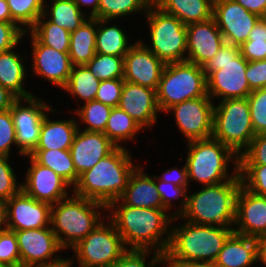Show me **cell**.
<instances>
[{
  "instance_id": "obj_31",
  "label": "cell",
  "mask_w": 266,
  "mask_h": 267,
  "mask_svg": "<svg viewBox=\"0 0 266 267\" xmlns=\"http://www.w3.org/2000/svg\"><path fill=\"white\" fill-rule=\"evenodd\" d=\"M30 156L40 165L50 168L74 187L79 176L72 160L70 150L35 149Z\"/></svg>"
},
{
  "instance_id": "obj_32",
  "label": "cell",
  "mask_w": 266,
  "mask_h": 267,
  "mask_svg": "<svg viewBox=\"0 0 266 267\" xmlns=\"http://www.w3.org/2000/svg\"><path fill=\"white\" fill-rule=\"evenodd\" d=\"M53 3L50 5L49 10L46 8L43 15L55 25L66 29L72 33L78 27H80L89 17H85L82 10L79 9L78 5L73 0H52Z\"/></svg>"
},
{
  "instance_id": "obj_8",
  "label": "cell",
  "mask_w": 266,
  "mask_h": 267,
  "mask_svg": "<svg viewBox=\"0 0 266 267\" xmlns=\"http://www.w3.org/2000/svg\"><path fill=\"white\" fill-rule=\"evenodd\" d=\"M156 94L161 113L183 101L209 96L203 67L188 61L166 64Z\"/></svg>"
},
{
  "instance_id": "obj_37",
  "label": "cell",
  "mask_w": 266,
  "mask_h": 267,
  "mask_svg": "<svg viewBox=\"0 0 266 267\" xmlns=\"http://www.w3.org/2000/svg\"><path fill=\"white\" fill-rule=\"evenodd\" d=\"M12 23H16L25 32L35 25L38 18L44 13L45 0H7Z\"/></svg>"
},
{
  "instance_id": "obj_40",
  "label": "cell",
  "mask_w": 266,
  "mask_h": 267,
  "mask_svg": "<svg viewBox=\"0 0 266 267\" xmlns=\"http://www.w3.org/2000/svg\"><path fill=\"white\" fill-rule=\"evenodd\" d=\"M239 48L241 55L248 62L266 59V17L259 18L247 41Z\"/></svg>"
},
{
  "instance_id": "obj_24",
  "label": "cell",
  "mask_w": 266,
  "mask_h": 267,
  "mask_svg": "<svg viewBox=\"0 0 266 267\" xmlns=\"http://www.w3.org/2000/svg\"><path fill=\"white\" fill-rule=\"evenodd\" d=\"M142 169L138 166L131 173L120 201L127 206L165 209L156 187L155 175L151 178Z\"/></svg>"
},
{
  "instance_id": "obj_55",
  "label": "cell",
  "mask_w": 266,
  "mask_h": 267,
  "mask_svg": "<svg viewBox=\"0 0 266 267\" xmlns=\"http://www.w3.org/2000/svg\"><path fill=\"white\" fill-rule=\"evenodd\" d=\"M73 260V257L67 259L66 257H60L57 260L38 265L36 267H72Z\"/></svg>"
},
{
  "instance_id": "obj_38",
  "label": "cell",
  "mask_w": 266,
  "mask_h": 267,
  "mask_svg": "<svg viewBox=\"0 0 266 267\" xmlns=\"http://www.w3.org/2000/svg\"><path fill=\"white\" fill-rule=\"evenodd\" d=\"M100 81L123 78L124 57L95 53L86 64Z\"/></svg>"
},
{
  "instance_id": "obj_59",
  "label": "cell",
  "mask_w": 266,
  "mask_h": 267,
  "mask_svg": "<svg viewBox=\"0 0 266 267\" xmlns=\"http://www.w3.org/2000/svg\"><path fill=\"white\" fill-rule=\"evenodd\" d=\"M0 22H12L7 0H0Z\"/></svg>"
},
{
  "instance_id": "obj_10",
  "label": "cell",
  "mask_w": 266,
  "mask_h": 267,
  "mask_svg": "<svg viewBox=\"0 0 266 267\" xmlns=\"http://www.w3.org/2000/svg\"><path fill=\"white\" fill-rule=\"evenodd\" d=\"M149 26L151 46L145 45L165 64L186 61V26L174 15L160 9L154 2L144 12Z\"/></svg>"
},
{
  "instance_id": "obj_18",
  "label": "cell",
  "mask_w": 266,
  "mask_h": 267,
  "mask_svg": "<svg viewBox=\"0 0 266 267\" xmlns=\"http://www.w3.org/2000/svg\"><path fill=\"white\" fill-rule=\"evenodd\" d=\"M7 204V228L29 230L50 227L51 205L40 202L22 190L12 196Z\"/></svg>"
},
{
  "instance_id": "obj_16",
  "label": "cell",
  "mask_w": 266,
  "mask_h": 267,
  "mask_svg": "<svg viewBox=\"0 0 266 267\" xmlns=\"http://www.w3.org/2000/svg\"><path fill=\"white\" fill-rule=\"evenodd\" d=\"M145 44L137 40L124 56L123 79L129 83L157 90L166 64Z\"/></svg>"
},
{
  "instance_id": "obj_29",
  "label": "cell",
  "mask_w": 266,
  "mask_h": 267,
  "mask_svg": "<svg viewBox=\"0 0 266 267\" xmlns=\"http://www.w3.org/2000/svg\"><path fill=\"white\" fill-rule=\"evenodd\" d=\"M97 19L89 17L71 33L69 56L72 65H86L96 53Z\"/></svg>"
},
{
  "instance_id": "obj_7",
  "label": "cell",
  "mask_w": 266,
  "mask_h": 267,
  "mask_svg": "<svg viewBox=\"0 0 266 267\" xmlns=\"http://www.w3.org/2000/svg\"><path fill=\"white\" fill-rule=\"evenodd\" d=\"M187 144L185 163L189 183L194 180L207 186L233 180L239 175V156L220 141L211 137L190 141ZM229 162L234 163L231 176L228 174Z\"/></svg>"
},
{
  "instance_id": "obj_56",
  "label": "cell",
  "mask_w": 266,
  "mask_h": 267,
  "mask_svg": "<svg viewBox=\"0 0 266 267\" xmlns=\"http://www.w3.org/2000/svg\"><path fill=\"white\" fill-rule=\"evenodd\" d=\"M79 7L80 10H82L81 7L83 6H92V9L87 17H93L98 12L99 7V0H73Z\"/></svg>"
},
{
  "instance_id": "obj_2",
  "label": "cell",
  "mask_w": 266,
  "mask_h": 267,
  "mask_svg": "<svg viewBox=\"0 0 266 267\" xmlns=\"http://www.w3.org/2000/svg\"><path fill=\"white\" fill-rule=\"evenodd\" d=\"M131 158L124 146L116 147L93 168L79 176L78 182L72 188L74 194L107 207L122 196L131 173L137 167Z\"/></svg>"
},
{
  "instance_id": "obj_17",
  "label": "cell",
  "mask_w": 266,
  "mask_h": 267,
  "mask_svg": "<svg viewBox=\"0 0 266 267\" xmlns=\"http://www.w3.org/2000/svg\"><path fill=\"white\" fill-rule=\"evenodd\" d=\"M31 165L25 174L22 191L28 196L50 204L51 206L69 196L68 187H71L62 177L50 168L38 164L30 155Z\"/></svg>"
},
{
  "instance_id": "obj_4",
  "label": "cell",
  "mask_w": 266,
  "mask_h": 267,
  "mask_svg": "<svg viewBox=\"0 0 266 267\" xmlns=\"http://www.w3.org/2000/svg\"><path fill=\"white\" fill-rule=\"evenodd\" d=\"M185 222L171 228V239L166 252L173 260L185 264L215 261L225 241L234 232V227Z\"/></svg>"
},
{
  "instance_id": "obj_12",
  "label": "cell",
  "mask_w": 266,
  "mask_h": 267,
  "mask_svg": "<svg viewBox=\"0 0 266 267\" xmlns=\"http://www.w3.org/2000/svg\"><path fill=\"white\" fill-rule=\"evenodd\" d=\"M27 106L21 104L24 102ZM52 106L32 96L26 99H17L10 108L16 131V144L19 147V154L30 155L36 148L40 138V127L45 112L56 110Z\"/></svg>"
},
{
  "instance_id": "obj_39",
  "label": "cell",
  "mask_w": 266,
  "mask_h": 267,
  "mask_svg": "<svg viewBox=\"0 0 266 267\" xmlns=\"http://www.w3.org/2000/svg\"><path fill=\"white\" fill-rule=\"evenodd\" d=\"M112 107L96 100L84 103L75 110L81 123L86 124L85 131L104 132Z\"/></svg>"
},
{
  "instance_id": "obj_33",
  "label": "cell",
  "mask_w": 266,
  "mask_h": 267,
  "mask_svg": "<svg viewBox=\"0 0 266 267\" xmlns=\"http://www.w3.org/2000/svg\"><path fill=\"white\" fill-rule=\"evenodd\" d=\"M100 82L86 65H73L70 77L62 90L86 103L95 100Z\"/></svg>"
},
{
  "instance_id": "obj_53",
  "label": "cell",
  "mask_w": 266,
  "mask_h": 267,
  "mask_svg": "<svg viewBox=\"0 0 266 267\" xmlns=\"http://www.w3.org/2000/svg\"><path fill=\"white\" fill-rule=\"evenodd\" d=\"M246 10L257 14L259 17H266V0H234Z\"/></svg>"
},
{
  "instance_id": "obj_51",
  "label": "cell",
  "mask_w": 266,
  "mask_h": 267,
  "mask_svg": "<svg viewBox=\"0 0 266 267\" xmlns=\"http://www.w3.org/2000/svg\"><path fill=\"white\" fill-rule=\"evenodd\" d=\"M245 76L252 91L266 88V59L247 62Z\"/></svg>"
},
{
  "instance_id": "obj_48",
  "label": "cell",
  "mask_w": 266,
  "mask_h": 267,
  "mask_svg": "<svg viewBox=\"0 0 266 267\" xmlns=\"http://www.w3.org/2000/svg\"><path fill=\"white\" fill-rule=\"evenodd\" d=\"M124 79H110L100 82L95 100L110 107H118Z\"/></svg>"
},
{
  "instance_id": "obj_27",
  "label": "cell",
  "mask_w": 266,
  "mask_h": 267,
  "mask_svg": "<svg viewBox=\"0 0 266 267\" xmlns=\"http://www.w3.org/2000/svg\"><path fill=\"white\" fill-rule=\"evenodd\" d=\"M10 50L0 52V84L12 93L17 99H26L34 96L23 87L28 73L22 55Z\"/></svg>"
},
{
  "instance_id": "obj_36",
  "label": "cell",
  "mask_w": 266,
  "mask_h": 267,
  "mask_svg": "<svg viewBox=\"0 0 266 267\" xmlns=\"http://www.w3.org/2000/svg\"><path fill=\"white\" fill-rule=\"evenodd\" d=\"M153 0H99L95 19L115 20L142 11L146 12Z\"/></svg>"
},
{
  "instance_id": "obj_11",
  "label": "cell",
  "mask_w": 266,
  "mask_h": 267,
  "mask_svg": "<svg viewBox=\"0 0 266 267\" xmlns=\"http://www.w3.org/2000/svg\"><path fill=\"white\" fill-rule=\"evenodd\" d=\"M107 224L102 220L71 248L79 266L112 267L128 250L114 224L110 220Z\"/></svg>"
},
{
  "instance_id": "obj_58",
  "label": "cell",
  "mask_w": 266,
  "mask_h": 267,
  "mask_svg": "<svg viewBox=\"0 0 266 267\" xmlns=\"http://www.w3.org/2000/svg\"><path fill=\"white\" fill-rule=\"evenodd\" d=\"M158 263L161 264H167L166 267H186L185 263H181L178 261L173 260L168 254L166 253H162L159 257H158Z\"/></svg>"
},
{
  "instance_id": "obj_50",
  "label": "cell",
  "mask_w": 266,
  "mask_h": 267,
  "mask_svg": "<svg viewBox=\"0 0 266 267\" xmlns=\"http://www.w3.org/2000/svg\"><path fill=\"white\" fill-rule=\"evenodd\" d=\"M24 29L16 23L0 22V52H4L17 47V44L26 36Z\"/></svg>"
},
{
  "instance_id": "obj_19",
  "label": "cell",
  "mask_w": 266,
  "mask_h": 267,
  "mask_svg": "<svg viewBox=\"0 0 266 267\" xmlns=\"http://www.w3.org/2000/svg\"><path fill=\"white\" fill-rule=\"evenodd\" d=\"M234 233L259 238L266 235V196L241 185L236 197Z\"/></svg>"
},
{
  "instance_id": "obj_25",
  "label": "cell",
  "mask_w": 266,
  "mask_h": 267,
  "mask_svg": "<svg viewBox=\"0 0 266 267\" xmlns=\"http://www.w3.org/2000/svg\"><path fill=\"white\" fill-rule=\"evenodd\" d=\"M259 261L258 238L232 233L215 262L220 267H250Z\"/></svg>"
},
{
  "instance_id": "obj_28",
  "label": "cell",
  "mask_w": 266,
  "mask_h": 267,
  "mask_svg": "<svg viewBox=\"0 0 266 267\" xmlns=\"http://www.w3.org/2000/svg\"><path fill=\"white\" fill-rule=\"evenodd\" d=\"M164 12L177 17L185 26L212 18L213 0H153Z\"/></svg>"
},
{
  "instance_id": "obj_20",
  "label": "cell",
  "mask_w": 266,
  "mask_h": 267,
  "mask_svg": "<svg viewBox=\"0 0 266 267\" xmlns=\"http://www.w3.org/2000/svg\"><path fill=\"white\" fill-rule=\"evenodd\" d=\"M186 61L203 67L223 45L224 38L214 18L186 26Z\"/></svg>"
},
{
  "instance_id": "obj_57",
  "label": "cell",
  "mask_w": 266,
  "mask_h": 267,
  "mask_svg": "<svg viewBox=\"0 0 266 267\" xmlns=\"http://www.w3.org/2000/svg\"><path fill=\"white\" fill-rule=\"evenodd\" d=\"M258 257V262L266 266V235L258 238Z\"/></svg>"
},
{
  "instance_id": "obj_54",
  "label": "cell",
  "mask_w": 266,
  "mask_h": 267,
  "mask_svg": "<svg viewBox=\"0 0 266 267\" xmlns=\"http://www.w3.org/2000/svg\"><path fill=\"white\" fill-rule=\"evenodd\" d=\"M17 98L0 84V112L9 110Z\"/></svg>"
},
{
  "instance_id": "obj_13",
  "label": "cell",
  "mask_w": 266,
  "mask_h": 267,
  "mask_svg": "<svg viewBox=\"0 0 266 267\" xmlns=\"http://www.w3.org/2000/svg\"><path fill=\"white\" fill-rule=\"evenodd\" d=\"M214 104L210 96L198 97L171 106L178 129L187 142L212 137Z\"/></svg>"
},
{
  "instance_id": "obj_49",
  "label": "cell",
  "mask_w": 266,
  "mask_h": 267,
  "mask_svg": "<svg viewBox=\"0 0 266 267\" xmlns=\"http://www.w3.org/2000/svg\"><path fill=\"white\" fill-rule=\"evenodd\" d=\"M16 144V131L10 109L0 112V155L9 156Z\"/></svg>"
},
{
  "instance_id": "obj_30",
  "label": "cell",
  "mask_w": 266,
  "mask_h": 267,
  "mask_svg": "<svg viewBox=\"0 0 266 267\" xmlns=\"http://www.w3.org/2000/svg\"><path fill=\"white\" fill-rule=\"evenodd\" d=\"M107 19H97L96 53L124 57L133 44H129L127 35L121 28L109 25Z\"/></svg>"
},
{
  "instance_id": "obj_26",
  "label": "cell",
  "mask_w": 266,
  "mask_h": 267,
  "mask_svg": "<svg viewBox=\"0 0 266 267\" xmlns=\"http://www.w3.org/2000/svg\"><path fill=\"white\" fill-rule=\"evenodd\" d=\"M73 119L50 120L49 114L46 113L40 127L39 142L35 149L70 150L79 129L78 121Z\"/></svg>"
},
{
  "instance_id": "obj_23",
  "label": "cell",
  "mask_w": 266,
  "mask_h": 267,
  "mask_svg": "<svg viewBox=\"0 0 266 267\" xmlns=\"http://www.w3.org/2000/svg\"><path fill=\"white\" fill-rule=\"evenodd\" d=\"M116 147L103 132L81 131L79 128L70 148L77 175L93 168Z\"/></svg>"
},
{
  "instance_id": "obj_35",
  "label": "cell",
  "mask_w": 266,
  "mask_h": 267,
  "mask_svg": "<svg viewBox=\"0 0 266 267\" xmlns=\"http://www.w3.org/2000/svg\"><path fill=\"white\" fill-rule=\"evenodd\" d=\"M28 32L42 45L52 47L59 52H69L71 33L50 22L43 14Z\"/></svg>"
},
{
  "instance_id": "obj_9",
  "label": "cell",
  "mask_w": 266,
  "mask_h": 267,
  "mask_svg": "<svg viewBox=\"0 0 266 267\" xmlns=\"http://www.w3.org/2000/svg\"><path fill=\"white\" fill-rule=\"evenodd\" d=\"M254 137L247 97L226 99L214 105L212 138L230 147L239 156Z\"/></svg>"
},
{
  "instance_id": "obj_1",
  "label": "cell",
  "mask_w": 266,
  "mask_h": 267,
  "mask_svg": "<svg viewBox=\"0 0 266 267\" xmlns=\"http://www.w3.org/2000/svg\"><path fill=\"white\" fill-rule=\"evenodd\" d=\"M106 209L111 212L107 219L114 224L127 249L167 252L174 216L167 214L166 209L127 206L120 199L111 202ZM165 233L168 235L163 238Z\"/></svg>"
},
{
  "instance_id": "obj_61",
  "label": "cell",
  "mask_w": 266,
  "mask_h": 267,
  "mask_svg": "<svg viewBox=\"0 0 266 267\" xmlns=\"http://www.w3.org/2000/svg\"><path fill=\"white\" fill-rule=\"evenodd\" d=\"M186 267H220L215 261H195L186 263Z\"/></svg>"
},
{
  "instance_id": "obj_34",
  "label": "cell",
  "mask_w": 266,
  "mask_h": 267,
  "mask_svg": "<svg viewBox=\"0 0 266 267\" xmlns=\"http://www.w3.org/2000/svg\"><path fill=\"white\" fill-rule=\"evenodd\" d=\"M143 128L128 113L113 107L103 132L117 147L122 141L132 140ZM120 144V145H119Z\"/></svg>"
},
{
  "instance_id": "obj_43",
  "label": "cell",
  "mask_w": 266,
  "mask_h": 267,
  "mask_svg": "<svg viewBox=\"0 0 266 267\" xmlns=\"http://www.w3.org/2000/svg\"><path fill=\"white\" fill-rule=\"evenodd\" d=\"M247 99L255 135L266 133V88L253 90Z\"/></svg>"
},
{
  "instance_id": "obj_47",
  "label": "cell",
  "mask_w": 266,
  "mask_h": 267,
  "mask_svg": "<svg viewBox=\"0 0 266 267\" xmlns=\"http://www.w3.org/2000/svg\"><path fill=\"white\" fill-rule=\"evenodd\" d=\"M152 253V258L146 265V256ZM162 253L152 250L128 249L121 258L112 267H155L158 263V257Z\"/></svg>"
},
{
  "instance_id": "obj_6",
  "label": "cell",
  "mask_w": 266,
  "mask_h": 267,
  "mask_svg": "<svg viewBox=\"0 0 266 267\" xmlns=\"http://www.w3.org/2000/svg\"><path fill=\"white\" fill-rule=\"evenodd\" d=\"M247 60L238 46L224 42L218 52L203 66L207 77V94L221 99L246 98L252 92L245 72Z\"/></svg>"
},
{
  "instance_id": "obj_44",
  "label": "cell",
  "mask_w": 266,
  "mask_h": 267,
  "mask_svg": "<svg viewBox=\"0 0 266 267\" xmlns=\"http://www.w3.org/2000/svg\"><path fill=\"white\" fill-rule=\"evenodd\" d=\"M0 267H21V258L15 232H0Z\"/></svg>"
},
{
  "instance_id": "obj_41",
  "label": "cell",
  "mask_w": 266,
  "mask_h": 267,
  "mask_svg": "<svg viewBox=\"0 0 266 267\" xmlns=\"http://www.w3.org/2000/svg\"><path fill=\"white\" fill-rule=\"evenodd\" d=\"M155 183L161 202L167 211L172 208L173 205L171 203L174 199L177 201L179 200L181 208L179 207V210H176V212L173 214L174 217L179 216L184 211L187 204V191H189L187 190L188 187L178 186L170 182L159 180L156 178V175Z\"/></svg>"
},
{
  "instance_id": "obj_45",
  "label": "cell",
  "mask_w": 266,
  "mask_h": 267,
  "mask_svg": "<svg viewBox=\"0 0 266 267\" xmlns=\"http://www.w3.org/2000/svg\"><path fill=\"white\" fill-rule=\"evenodd\" d=\"M9 157L0 155V200L4 201H8L22 190V185L18 184L15 172L9 163Z\"/></svg>"
},
{
  "instance_id": "obj_5",
  "label": "cell",
  "mask_w": 266,
  "mask_h": 267,
  "mask_svg": "<svg viewBox=\"0 0 266 267\" xmlns=\"http://www.w3.org/2000/svg\"><path fill=\"white\" fill-rule=\"evenodd\" d=\"M102 210L104 204L73 193L52 205L50 226L60 245L72 248L85 238L103 220Z\"/></svg>"
},
{
  "instance_id": "obj_60",
  "label": "cell",
  "mask_w": 266,
  "mask_h": 267,
  "mask_svg": "<svg viewBox=\"0 0 266 267\" xmlns=\"http://www.w3.org/2000/svg\"><path fill=\"white\" fill-rule=\"evenodd\" d=\"M6 229H8L7 228V204H6V201L0 200V232Z\"/></svg>"
},
{
  "instance_id": "obj_15",
  "label": "cell",
  "mask_w": 266,
  "mask_h": 267,
  "mask_svg": "<svg viewBox=\"0 0 266 267\" xmlns=\"http://www.w3.org/2000/svg\"><path fill=\"white\" fill-rule=\"evenodd\" d=\"M12 231L15 232L17 238L21 267H36L60 258L58 255L55 256L56 252H61L64 248L60 245L51 226Z\"/></svg>"
},
{
  "instance_id": "obj_21",
  "label": "cell",
  "mask_w": 266,
  "mask_h": 267,
  "mask_svg": "<svg viewBox=\"0 0 266 267\" xmlns=\"http://www.w3.org/2000/svg\"><path fill=\"white\" fill-rule=\"evenodd\" d=\"M31 37L34 74L62 89L70 77L73 66L68 52H59L52 47L42 45L32 34Z\"/></svg>"
},
{
  "instance_id": "obj_14",
  "label": "cell",
  "mask_w": 266,
  "mask_h": 267,
  "mask_svg": "<svg viewBox=\"0 0 266 267\" xmlns=\"http://www.w3.org/2000/svg\"><path fill=\"white\" fill-rule=\"evenodd\" d=\"M212 17L224 41L238 47L247 41L250 31L260 18L234 0H213Z\"/></svg>"
},
{
  "instance_id": "obj_22",
  "label": "cell",
  "mask_w": 266,
  "mask_h": 267,
  "mask_svg": "<svg viewBox=\"0 0 266 267\" xmlns=\"http://www.w3.org/2000/svg\"><path fill=\"white\" fill-rule=\"evenodd\" d=\"M118 107L143 128H151L160 111L156 90L124 81Z\"/></svg>"
},
{
  "instance_id": "obj_3",
  "label": "cell",
  "mask_w": 266,
  "mask_h": 267,
  "mask_svg": "<svg viewBox=\"0 0 266 267\" xmlns=\"http://www.w3.org/2000/svg\"><path fill=\"white\" fill-rule=\"evenodd\" d=\"M242 185L241 177L204 186L187 195L184 211L173 220L190 223L231 227L235 223L236 197ZM182 218V219H181Z\"/></svg>"
},
{
  "instance_id": "obj_52",
  "label": "cell",
  "mask_w": 266,
  "mask_h": 267,
  "mask_svg": "<svg viewBox=\"0 0 266 267\" xmlns=\"http://www.w3.org/2000/svg\"><path fill=\"white\" fill-rule=\"evenodd\" d=\"M156 178H158L159 180L165 181V182L173 183L178 186H183V187L189 186L186 163L181 169H177L175 167L167 169L161 175V177H158L156 175Z\"/></svg>"
},
{
  "instance_id": "obj_42",
  "label": "cell",
  "mask_w": 266,
  "mask_h": 267,
  "mask_svg": "<svg viewBox=\"0 0 266 267\" xmlns=\"http://www.w3.org/2000/svg\"><path fill=\"white\" fill-rule=\"evenodd\" d=\"M239 175L246 189L266 196V165H239Z\"/></svg>"
},
{
  "instance_id": "obj_46",
  "label": "cell",
  "mask_w": 266,
  "mask_h": 267,
  "mask_svg": "<svg viewBox=\"0 0 266 267\" xmlns=\"http://www.w3.org/2000/svg\"><path fill=\"white\" fill-rule=\"evenodd\" d=\"M239 165H266V133L255 135L239 155Z\"/></svg>"
}]
</instances>
